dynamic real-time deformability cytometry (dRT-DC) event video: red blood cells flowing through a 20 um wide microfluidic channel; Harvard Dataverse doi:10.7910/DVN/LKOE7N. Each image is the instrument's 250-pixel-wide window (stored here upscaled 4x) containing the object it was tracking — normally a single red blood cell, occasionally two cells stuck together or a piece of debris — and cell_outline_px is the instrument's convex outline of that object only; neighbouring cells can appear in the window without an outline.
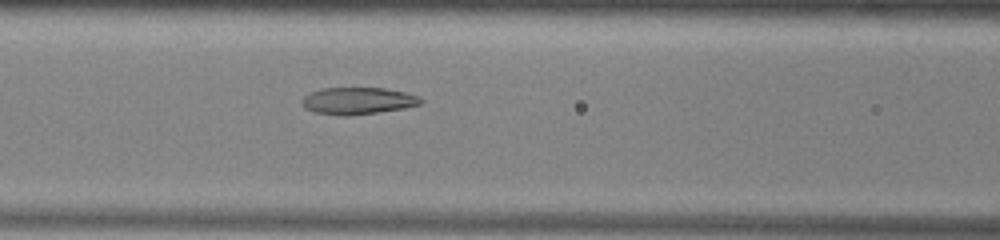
{"species": "common noctule bat (a hibernating species)", "species_latin": "Nyctalus noctula", "temperature_condition": "warm", "stored_images_in_passage": 38, "camera_frame_rate_fps": 3000, "um_per_image_px": 0.085, "animal": {"sex": "male", "body_mass_g": 13.0, "forearm_length_mm": 53.1}, "frame": {"image": 1, "passage_image": 16, "time_ms": 5.0, "image_size_px": [1000, 240], "cell_outline_px": [[424, 100], [420, 104], [404, 108], [348, 116], [340, 116], [316, 112], [304, 108], [300, 100], [308, 92], [320, 88], [384, 88], [404, 92], [420, 96]], "centroid_in_image_um": [30.38, 8.56], "position_along_channel_um": 136.2, "area_um2": 18.79}}
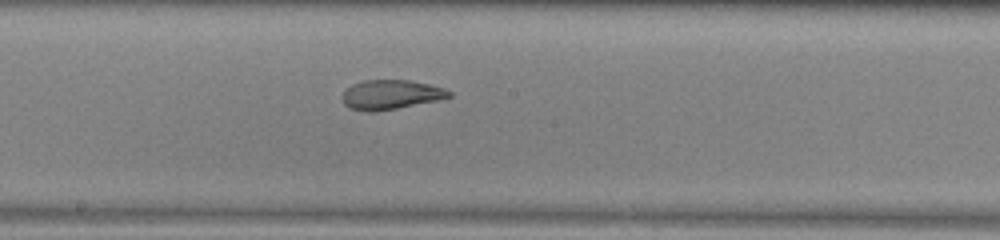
{"frame": {"image": 2, "passage_image": 22, "time_ms": 7.0, "image_size_px": [1000, 240], "cell_outline_px": [[452, 96], [440, 100], [376, 112], [364, 112], [348, 108], [344, 104], [344, 92], [352, 84], [364, 80], [412, 80], [444, 88], [452, 92]], "centroid_in_image_um": [33.24, 8.05], "position_along_channel_um": 215.0, "area_um2": 18.44}}
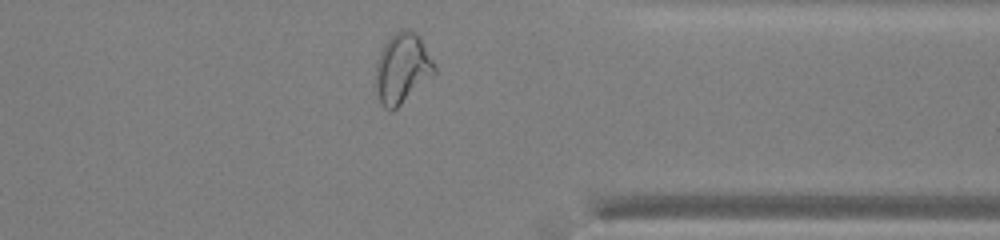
{"frame": {"image": 3, "passage_image": 35, "time_ms": 11.333, "image_size_px": [1000, 240], "cell_outline_px": [[436, 72], [392, 112], [384, 108], [376, 92], [376, 60], [384, 44], [400, 28], [408, 28], [416, 32], [420, 36], [436, 64]], "centroid_in_image_um": [34.2, 5.77], "position_along_channel_um": 377.2, "area_um2": 24.1}, "authors_computed_cell_mechanics": {"area_um2": 20.3167, "velocity_mm_per_s": 3.9515, "shape_relaxation_time_tau1_ms": null, "shape_relaxation_time_tau2_ms": 1.9152, "deformation_change_tau1": null, "deformation_change_tau2": 0.0917}}